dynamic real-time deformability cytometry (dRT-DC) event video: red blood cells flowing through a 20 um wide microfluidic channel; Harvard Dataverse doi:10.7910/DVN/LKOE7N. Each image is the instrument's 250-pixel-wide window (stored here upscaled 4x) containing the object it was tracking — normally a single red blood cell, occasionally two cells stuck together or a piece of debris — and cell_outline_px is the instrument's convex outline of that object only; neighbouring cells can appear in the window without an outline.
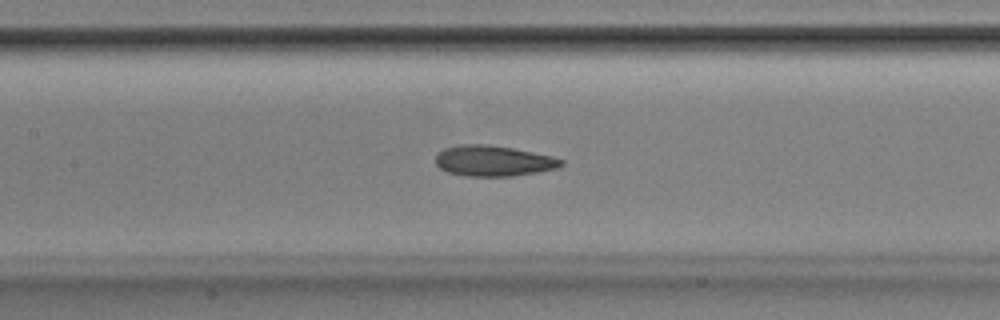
{"species": "Egyptian fruit bat (a non-hibernating species)", "species_latin": "Rousettus aegyptiacus", "temperature_condition": "room temperature", "stored_images_in_passage": 52, "camera_frame_rate_fps": 3000, "um_per_image_px": 0.085, "animal": {"sex": "male"}, "frame": {"image": 1, "passage_image": 24, "time_ms": 7.667, "image_size_px": [1000, 320], "cell_outline_px": [[564, 164], [556, 168], [536, 172], [512, 176], [464, 176], [448, 172], [440, 168], [436, 164], [436, 152], [444, 148], [460, 144], [484, 144], [512, 148], [552, 156], [564, 160]], "centroid_in_image_um": [41.9, 13.67], "position_along_channel_um": 165.5, "area_um2": 22.43}}
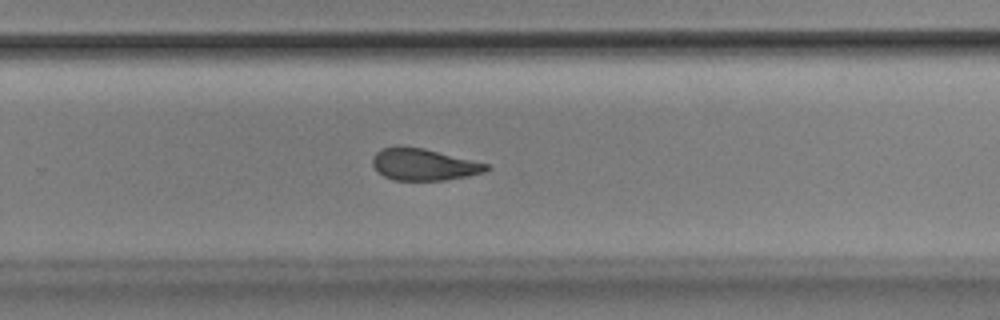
{"frame": {"image": 2, "passage_image": 34, "time_ms": 11.0, "image_size_px": [1000, 320], "cell_outline_px": [[492, 168], [484, 172], [444, 180], [392, 180], [384, 176], [372, 164], [372, 156], [380, 148], [400, 144], [424, 148], [488, 164]], "centroid_in_image_um": [35.96, 13.95], "position_along_channel_um": 293.8, "area_um2": 21.21}}
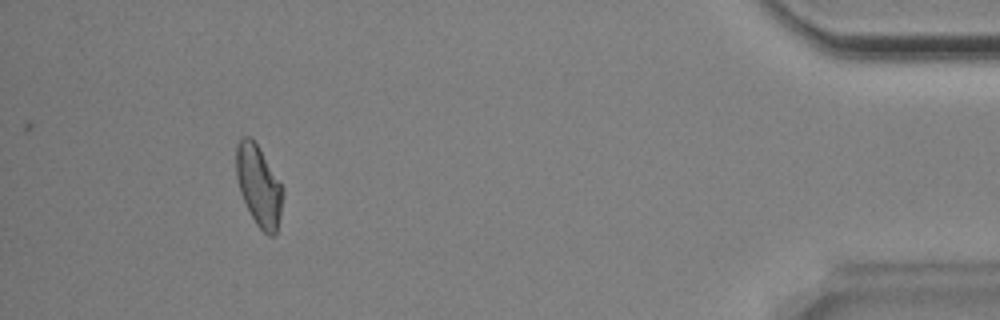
{"frame": {"image": 3, "passage_image": 48, "time_ms": 15.667, "image_size_px": [1000, 320], "cell_outline_px": [[284, 192], [280, 216], [276, 232], [272, 236], [268, 236], [256, 224], [240, 192], [236, 176], [236, 148], [240, 140], [244, 136], [252, 136], [284, 188]], "centroid_in_image_um": [22.0, 15.77], "position_along_channel_um": 413.2, "area_um2": 21.79}, "authors_computed_cell_mechanics": {"area_um2": 22.7443, "velocity_mm_per_s": 3.8709, "shape_relaxation_time_tau1_ms": 3.6812, "shape_relaxation_time_tau2_ms": 2.605, "deformation_change_tau1": 0.1265, "deformation_change_tau2": 0.0988}}